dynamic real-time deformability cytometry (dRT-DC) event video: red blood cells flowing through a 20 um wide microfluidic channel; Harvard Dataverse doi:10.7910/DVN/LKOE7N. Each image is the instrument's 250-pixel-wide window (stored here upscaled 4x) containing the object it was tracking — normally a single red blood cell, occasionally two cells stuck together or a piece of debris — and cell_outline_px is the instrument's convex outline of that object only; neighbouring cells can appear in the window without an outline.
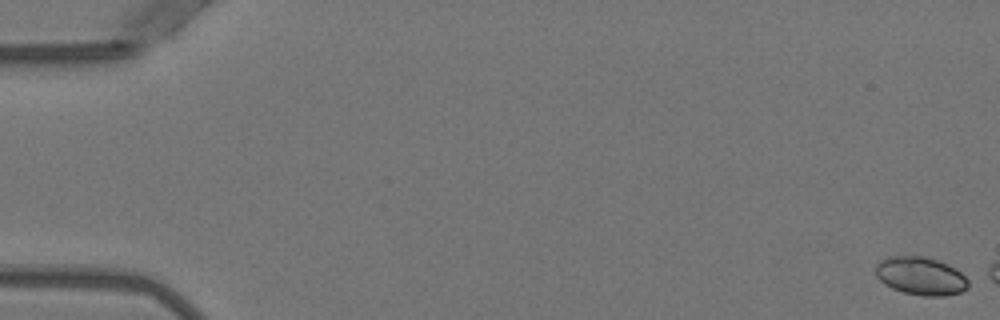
{"species": "Egyptian fruit bat (a non-hibernating species)", "species_latin": "Rousettus aegyptiacus", "temperature_condition": "warm", "stored_images_in_passage": 5, "camera_frame_rate_fps": 3000, "um_per_image_px": 0.085, "animal": {"sex": "female"}, "frame": {"image": 1, "passage_image": 1, "time_ms": 0.0, "image_size_px": [1000, 320], "cell_outline_px": [[968, 288], [960, 292], [944, 296], [924, 296], [904, 292], [892, 288], [884, 284], [876, 276], [876, 264], [880, 260], [888, 256], [924, 256], [948, 264], [956, 268], [968, 280]], "centroid_in_image_um": [78.25, 23.45], "position_along_channel_um": 6.7, "area_um2": 20.58}}